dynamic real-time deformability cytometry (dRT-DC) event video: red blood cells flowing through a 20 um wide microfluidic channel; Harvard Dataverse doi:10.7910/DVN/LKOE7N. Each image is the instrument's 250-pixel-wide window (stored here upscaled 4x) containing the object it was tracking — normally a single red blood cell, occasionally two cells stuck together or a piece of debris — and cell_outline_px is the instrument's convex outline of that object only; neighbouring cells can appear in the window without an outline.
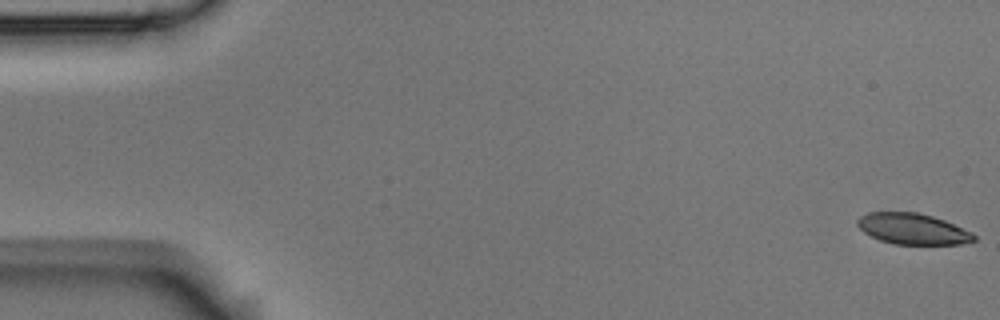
{"species": "Egyptian fruit bat (a non-hibernating species)", "species_latin": "Rousettus aegyptiacus", "temperature_condition": "room temperature", "stored_images_in_passage": 56, "camera_frame_rate_fps": 3000, "um_per_image_px": 0.085, "animal": {"sex": "male"}, "frame": {"image": 1, "passage_image": 1, "time_ms": 0.0, "image_size_px": [1000, 320], "cell_outline_px": [[976, 240], [960, 244], [896, 244], [880, 240], [864, 232], [856, 224], [856, 220], [860, 216], [868, 212], [916, 212], [932, 216], [944, 220], [972, 232], [976, 236]], "centroid_in_image_um": [77.57, 19.45], "position_along_channel_um": 7.4, "area_um2": 20.92}}
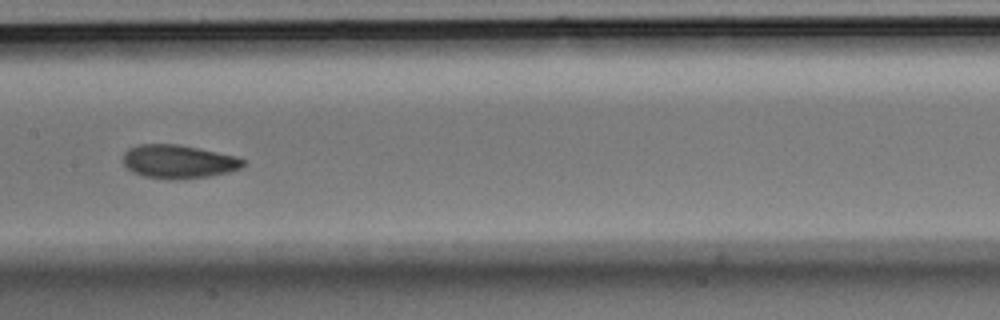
{"frame": {"image": 2, "passage_image": 28, "time_ms": 9.0, "image_size_px": [1000, 320], "cell_outline_px": [[248, 164], [240, 168], [228, 172], [208, 176], [176, 180], [168, 180], [144, 176], [132, 172], [124, 164], [124, 152], [128, 148], [140, 144], [180, 144], [236, 156], [244, 160]], "centroid_in_image_um": [15.17, 13.74], "position_along_channel_um": 192.2, "area_um2": 23.58}}
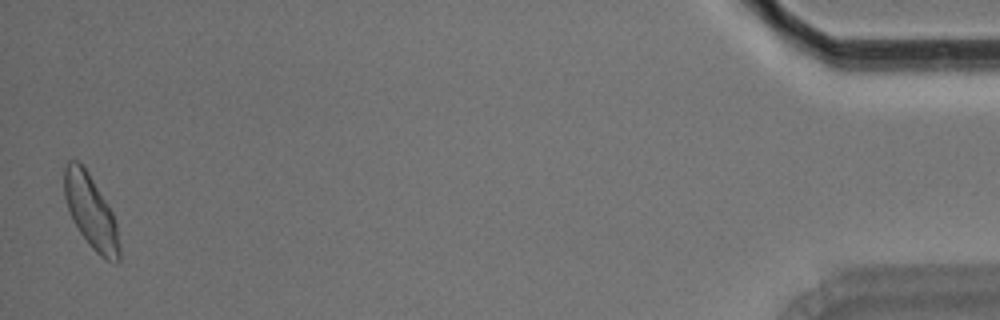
{"frame": {"image": 3, "passage_image": 55, "time_ms": 18.0, "image_size_px": [1000, 320], "cell_outline_px": [[120, 260], [116, 264], [100, 256], [88, 244], [72, 220], [64, 196], [64, 164], [68, 160], [76, 160], [88, 172], [112, 212], [116, 224], [120, 244]], "centroid_in_image_um": [7.72, 18.02], "position_along_channel_um": 427.5, "area_um2": 23.47}, "authors_computed_cell_mechanics": {"area_um2": 23.0911, "velocity_mm_per_s": 3.6188, "shape_relaxation_time_tau1_ms": 3.3705, "shape_relaxation_time_tau2_ms": 2.3428, "deformation_change_tau1": 0.1182, "deformation_change_tau2": 0.0747}}